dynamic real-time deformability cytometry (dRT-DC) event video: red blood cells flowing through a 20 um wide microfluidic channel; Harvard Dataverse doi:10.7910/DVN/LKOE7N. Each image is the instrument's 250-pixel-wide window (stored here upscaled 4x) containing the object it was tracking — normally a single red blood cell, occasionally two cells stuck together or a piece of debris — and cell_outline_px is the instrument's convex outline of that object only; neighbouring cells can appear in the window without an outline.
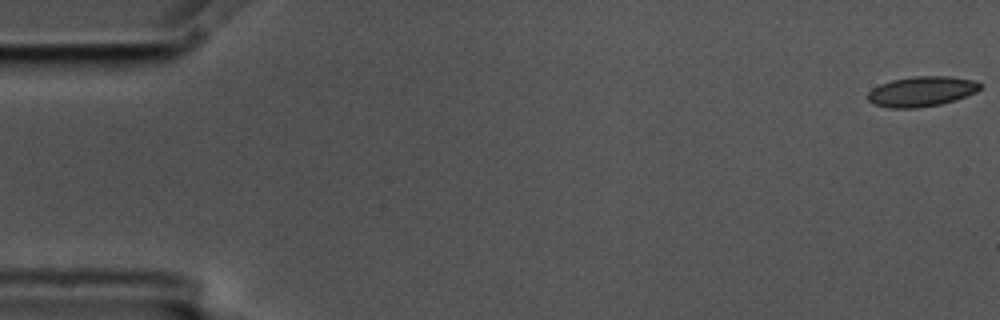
{"species": "common noctule bat (a hibernating species)", "species_latin": "Nyctalus noctula", "temperature_condition": "cold", "stored_images_in_passage": 3, "camera_frame_rate_fps": 3000, "um_per_image_px": 0.085, "animal": {"sex": "male", "body_mass_g": 17.5, "forearm_length_mm": 52.3}, "frame": {"image": 1, "passage_image": 1, "time_ms": 0.0, "image_size_px": [1000, 320], "cell_outline_px": [[980, 88], [976, 92], [956, 100], [940, 104], [916, 108], [888, 108], [872, 104], [868, 100], [868, 92], [872, 88], [880, 84], [892, 80], [912, 76], [948, 76], [972, 80], [980, 84]], "centroid_in_image_um": [78.29, 7.78], "position_along_channel_um": 6.7, "area_um2": 19.71}}